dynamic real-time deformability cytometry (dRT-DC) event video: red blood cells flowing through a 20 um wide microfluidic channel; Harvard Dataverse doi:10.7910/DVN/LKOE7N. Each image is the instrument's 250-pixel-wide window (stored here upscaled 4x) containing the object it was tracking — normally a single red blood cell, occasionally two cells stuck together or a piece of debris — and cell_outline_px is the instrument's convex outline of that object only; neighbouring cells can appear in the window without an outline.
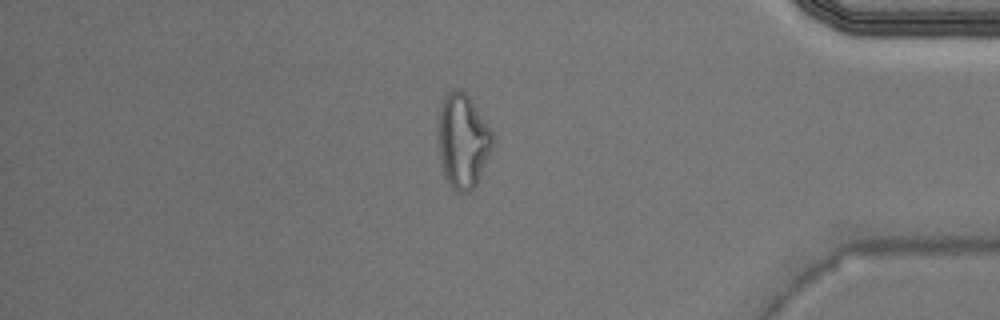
{"species": "Egyptian fruit bat (a non-hibernating species)", "species_latin": "Rousettus aegyptiacus", "temperature_condition": "warm", "stored_images_in_passage": 41, "camera_frame_rate_fps": 3000, "um_per_image_px": 0.085, "animal": {"sex": "male"}, "frame": {"image": 1, "passage_image": 35, "time_ms": 11.333, "image_size_px": [1000, 320], "cell_outline_px": [[492, 148], [480, 176], [476, 184], [468, 192], [460, 192], [448, 180], [444, 172], [440, 160], [436, 136], [440, 108], [444, 96], [448, 92], [456, 88], [464, 92], [472, 100], [492, 132]], "centroid_in_image_um": [39.31, 11.93], "position_along_channel_um": 395.9, "area_um2": 29.59}}